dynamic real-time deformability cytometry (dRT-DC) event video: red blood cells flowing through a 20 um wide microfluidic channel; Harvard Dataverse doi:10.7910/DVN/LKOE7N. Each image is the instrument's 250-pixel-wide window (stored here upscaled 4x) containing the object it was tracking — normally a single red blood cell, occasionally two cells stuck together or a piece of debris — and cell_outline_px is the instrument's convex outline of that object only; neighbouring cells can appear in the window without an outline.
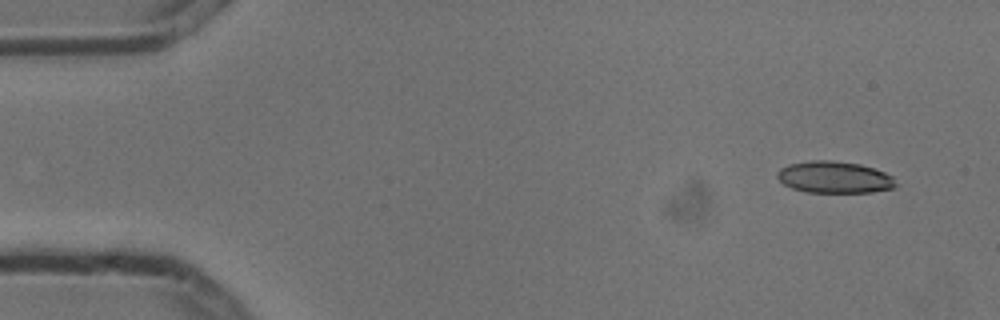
{"species": "common noctule bat (a hibernating species)", "species_latin": "Nyctalus noctula", "temperature_condition": "cold", "stored_images_in_passage": 6, "camera_frame_rate_fps": 3000, "um_per_image_px": 0.085, "animal": {"sex": "male", "body_mass_g": 13.3}, "frame": {"image": 1, "passage_image": 1, "time_ms": 0.0, "image_size_px": [1000, 320], "cell_outline_px": [[896, 188], [872, 192], [804, 192], [792, 188], [784, 184], [776, 176], [776, 172], [780, 168], [788, 164], [812, 160], [832, 160], [860, 164], [876, 168], [892, 176], [896, 184]], "centroid_in_image_um": [70.92, 15.06], "position_along_channel_um": 14.1, "area_um2": 22.14}}
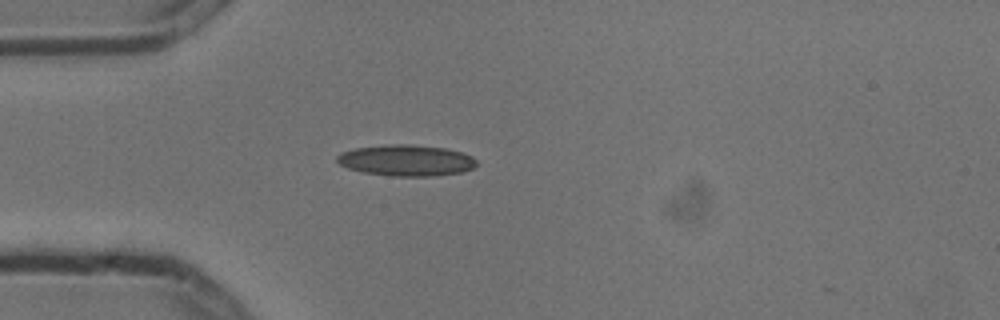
{"frame": {"image": 2, "passage_image": 4, "time_ms": 1.0, "image_size_px": [1000, 320], "cell_outline_px": [[476, 164], [472, 168], [460, 172], [432, 176], [392, 176], [364, 172], [348, 168], [340, 164], [336, 160], [336, 156], [340, 152], [352, 148], [388, 144], [408, 144], [444, 148], [460, 152], [472, 156], [476, 160]], "centroid_in_image_um": [34.48, 13.62], "position_along_channel_um": 50.5, "area_um2": 25.26}}
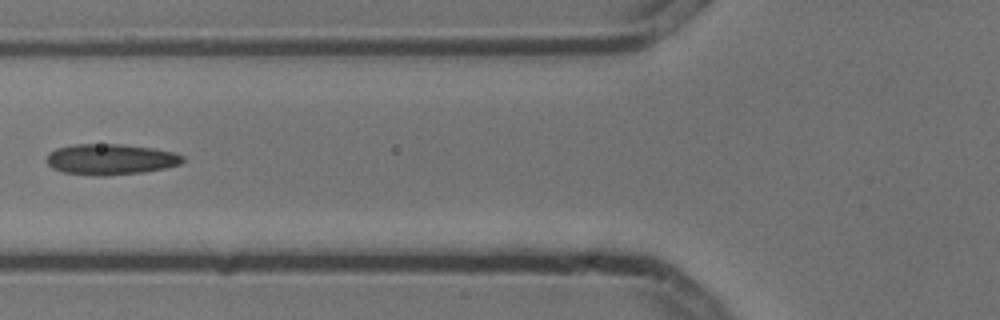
{"frame": {"image": 3, "passage_image": 6, "time_ms": 1.667, "image_size_px": [1000, 320], "cell_outline_px": [[184, 160], [180, 164], [164, 168], [140, 172], [104, 176], [92, 176], [64, 172], [52, 168], [48, 164], [48, 152], [56, 148], [76, 144], [124, 144], [152, 148], [172, 152], [184, 156]], "centroid_in_image_um": [9.38, 13.54], "position_along_channel_um": 116.4, "area_um2": 24.33}}